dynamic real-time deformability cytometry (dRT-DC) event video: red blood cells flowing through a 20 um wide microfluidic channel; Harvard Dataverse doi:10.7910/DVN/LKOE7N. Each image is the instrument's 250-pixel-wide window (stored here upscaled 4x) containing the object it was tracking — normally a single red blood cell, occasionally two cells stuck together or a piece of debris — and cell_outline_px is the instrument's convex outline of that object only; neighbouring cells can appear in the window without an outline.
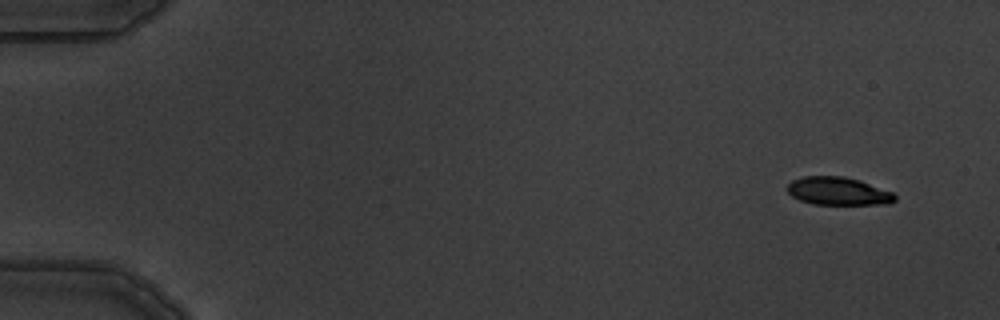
{"species": "common noctule bat (a hibernating species)", "species_latin": "Nyctalus noctula", "temperature_condition": "warm", "stored_images_in_passage": 4, "camera_frame_rate_fps": 3000, "um_per_image_px": 0.085, "animal": {"sex": "male", "body_mass_g": 19.5, "forearm_length_mm": 54.6}, "frame": {"image": 1, "passage_image": 1, "time_ms": 0.0, "image_size_px": [1000, 320], "cell_outline_px": [[896, 200], [888, 204], [812, 204], [800, 200], [792, 196], [788, 192], [788, 184], [792, 180], [804, 176], [844, 176], [860, 180], [892, 192], [896, 196]], "centroid_in_image_um": [71.24, 16.24], "position_along_channel_um": 13.8, "area_um2": 17.51}}